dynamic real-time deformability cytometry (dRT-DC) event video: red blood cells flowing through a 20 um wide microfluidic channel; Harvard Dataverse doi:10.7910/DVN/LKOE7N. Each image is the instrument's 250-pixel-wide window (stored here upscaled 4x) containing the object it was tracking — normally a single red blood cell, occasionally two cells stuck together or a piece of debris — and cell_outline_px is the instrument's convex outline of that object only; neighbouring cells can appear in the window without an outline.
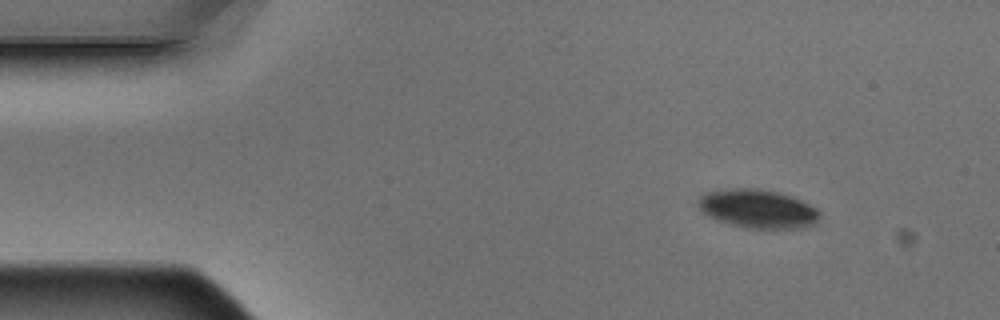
{"species": "Egyptian fruit bat (a non-hibernating species)", "species_latin": "Rousettus aegyptiacus", "temperature_condition": "warm", "stored_images_in_passage": 8, "camera_frame_rate_fps": 3000, "um_per_image_px": 0.085, "animal": {"sex": "male"}, "frame": {"image": 1, "passage_image": 2, "time_ms": 0.333, "image_size_px": [1000, 320], "cell_outline_px": [[820, 216], [816, 224], [800, 228], [744, 228], [708, 216], [696, 204], [700, 196], [708, 192], [732, 188], [760, 188], [780, 192], [792, 196], [816, 208], [820, 212]], "centroid_in_image_um": [64.44, 17.74], "position_along_channel_um": 20.6, "area_um2": 27.34}}
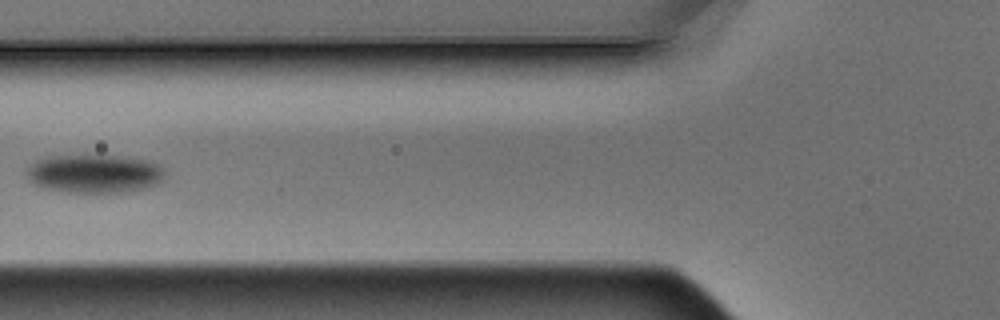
{"frame": {"image": 2, "passage_image": 6, "time_ms": 1.667, "image_size_px": [1000, 320], "cell_outline_px": [[164, 176], [156, 184], [144, 188], [120, 192], [68, 192], [44, 188], [28, 180], [24, 172], [36, 160], [48, 156], [116, 156], [148, 160], [160, 164], [164, 168]], "centroid_in_image_um": [8.0, 14.76], "position_along_channel_um": 117.8, "area_um2": 30.81}}
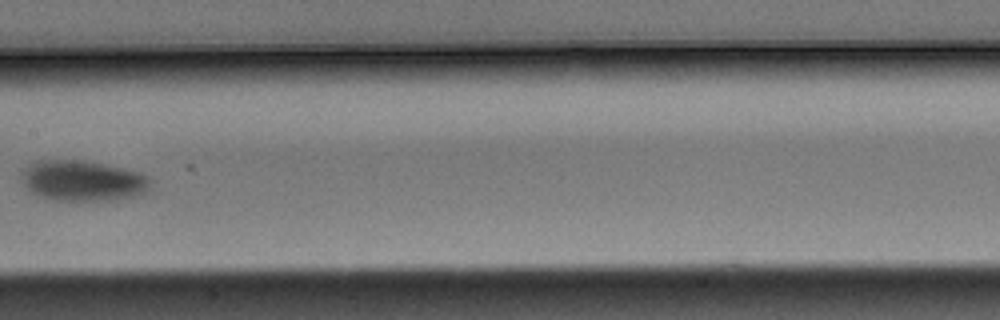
{"frame": {"image": 3, "passage_image": 8, "time_ms": 2.333, "image_size_px": [1000, 320], "cell_outline_px": [[148, 188], [144, 192], [132, 196], [108, 200], [52, 200], [40, 196], [32, 192], [24, 184], [24, 172], [32, 164], [40, 160], [72, 160], [100, 164], [140, 172], [148, 176]], "centroid_in_image_um": [7.04, 15.37], "position_along_channel_um": 200.4, "area_um2": 29.36}}